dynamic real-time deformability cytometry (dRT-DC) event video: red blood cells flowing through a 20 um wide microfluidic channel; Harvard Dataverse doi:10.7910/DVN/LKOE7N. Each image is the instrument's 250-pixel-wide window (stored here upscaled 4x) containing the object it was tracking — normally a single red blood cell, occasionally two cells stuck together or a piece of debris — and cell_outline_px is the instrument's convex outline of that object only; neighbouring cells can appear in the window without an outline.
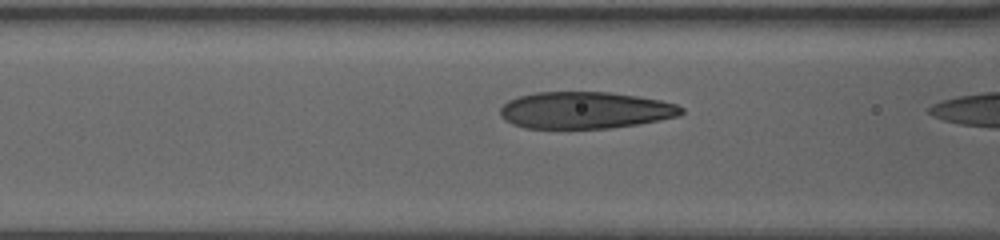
{"species": "human", "species_latin": "Homo sapiens", "temperature_condition": "warm", "stored_images_in_passage": 8, "camera_frame_rate_fps": 3000, "um_per_image_px": 0.085, "donor": {"sex": "female"}, "frame": {"image": 1, "passage_image": 7, "time_ms": 2.0, "image_size_px": [1000, 240], "cell_outline_px": [[684, 112], [676, 116], [660, 120], [636, 124], [608, 128], [524, 128], [512, 124], [504, 120], [500, 116], [500, 108], [508, 100], [520, 96], [536, 92], [608, 92], [636, 96], [660, 100], [676, 104], [684, 108]], "centroid_in_image_um": [49.7, 9.37], "position_along_channel_um": 116.9, "area_um2": 38.78}}